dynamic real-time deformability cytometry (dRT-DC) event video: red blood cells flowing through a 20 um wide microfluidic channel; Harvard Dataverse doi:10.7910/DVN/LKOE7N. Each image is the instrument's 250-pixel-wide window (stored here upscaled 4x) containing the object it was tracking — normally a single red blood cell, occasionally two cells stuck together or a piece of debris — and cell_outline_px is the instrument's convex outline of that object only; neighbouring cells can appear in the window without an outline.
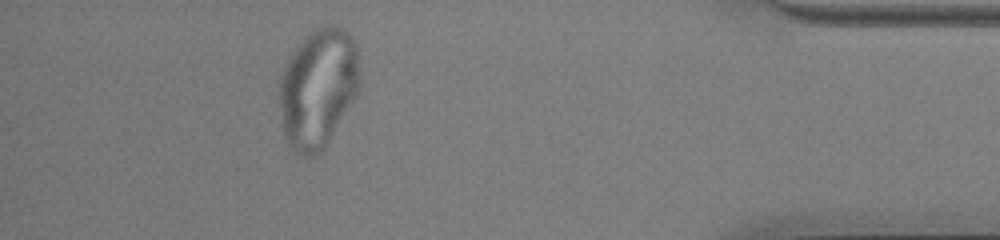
{"species": "common noctule bat (a hibernating species)", "species_latin": "Nyctalus noctula", "temperature_condition": "cold", "stored_images_in_passage": 38, "camera_frame_rate_fps": 3000, "um_per_image_px": 0.085, "animal": {"sex": "male", "body_mass_g": 13.0, "forearm_length_mm": 53.1}, "frame": {"image": 1, "passage_image": 33, "time_ms": 10.667, "image_size_px": [1000, 240], "cell_outline_px": [[360, 88], [356, 96], [324, 148], [316, 156], [300, 156], [288, 148], [284, 136], [280, 112], [280, 76], [288, 56], [312, 32], [320, 28], [332, 24], [344, 28], [348, 32], [356, 44], [360, 76]], "centroid_in_image_um": [27.04, 7.53], "position_along_channel_um": 408.2, "area_um2": 56.07}}